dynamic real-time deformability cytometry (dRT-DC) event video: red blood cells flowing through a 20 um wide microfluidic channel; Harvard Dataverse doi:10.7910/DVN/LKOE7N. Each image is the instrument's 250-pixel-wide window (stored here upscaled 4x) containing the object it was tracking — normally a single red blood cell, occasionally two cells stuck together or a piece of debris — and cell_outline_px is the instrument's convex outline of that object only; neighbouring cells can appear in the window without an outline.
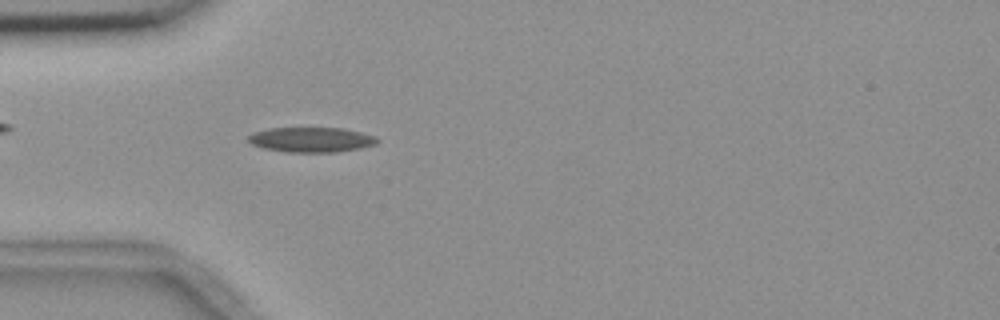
{"species": "common noctule bat (a hibernating species)", "species_latin": "Nyctalus noctula", "temperature_condition": "room temperature", "stored_images_in_passage": 50, "camera_frame_rate_fps": 3000, "um_per_image_px": 0.085, "animal": {"sex": "female", "body_mass_g": 18.4}, "frame": {"image": 1, "passage_image": 11, "time_ms": 3.333, "image_size_px": [1000, 320], "cell_outline_px": [[380, 140], [376, 144], [360, 148], [336, 152], [284, 152], [264, 148], [252, 144], [248, 140], [248, 136], [252, 132], [268, 128], [344, 128], [376, 136]], "centroid_in_image_um": [26.46, 11.87], "position_along_channel_um": 58.5, "area_um2": 18.84}}
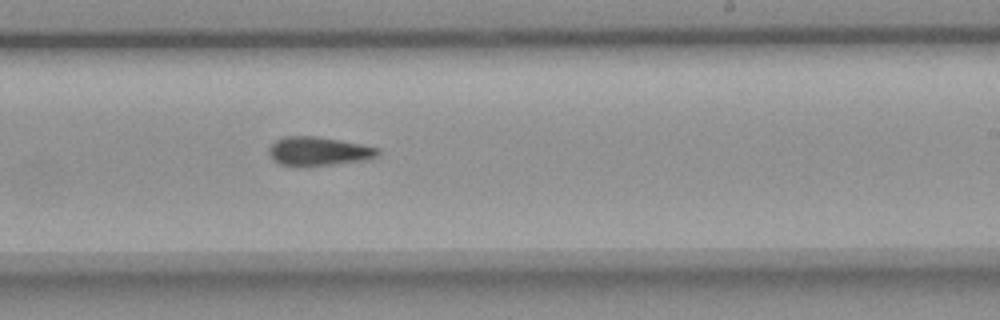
{"frame": {"image": 2, "passage_image": 28, "time_ms": 9.0, "image_size_px": [1000, 320], "cell_outline_px": [[380, 152], [376, 156], [368, 160], [304, 168], [296, 168], [280, 164], [272, 160], [268, 152], [268, 148], [276, 140], [284, 136], [316, 136], [340, 140], [380, 148]], "centroid_in_image_um": [27.04, 12.89], "position_along_channel_um": 262.0, "area_um2": 18.9}}
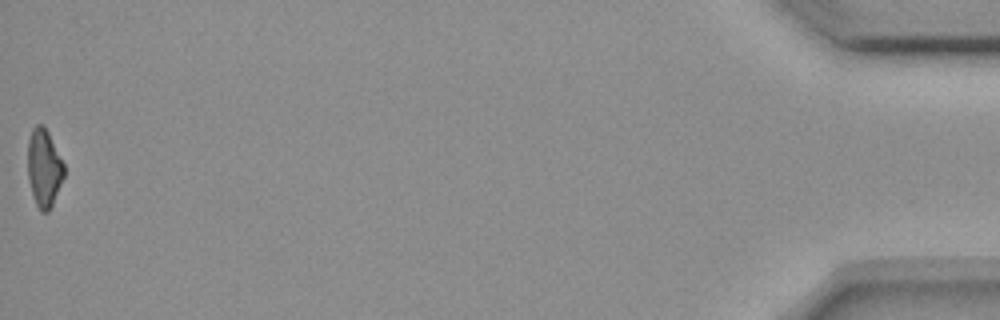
{"frame": {"image": 3, "passage_image": 50, "time_ms": 16.333, "image_size_px": [1000, 320], "cell_outline_px": [[64, 176], [52, 204], [48, 212], [40, 212], [36, 204], [32, 192], [28, 176], [28, 140], [32, 128], [36, 124], [44, 124], [64, 164]], "centroid_in_image_um": [3.73, 14.25], "position_along_channel_um": 431.5, "area_um2": 16.3}, "authors_computed_cell_mechanics": {"area_um2": 18.0336, "velocity_mm_per_s": 3.6601, "shape_relaxation_time_tau1_ms": null, "shape_relaxation_time_tau2_ms": 7.2536, "deformation_change_tau1": null, "deformation_change_tau2": 0.1606}}